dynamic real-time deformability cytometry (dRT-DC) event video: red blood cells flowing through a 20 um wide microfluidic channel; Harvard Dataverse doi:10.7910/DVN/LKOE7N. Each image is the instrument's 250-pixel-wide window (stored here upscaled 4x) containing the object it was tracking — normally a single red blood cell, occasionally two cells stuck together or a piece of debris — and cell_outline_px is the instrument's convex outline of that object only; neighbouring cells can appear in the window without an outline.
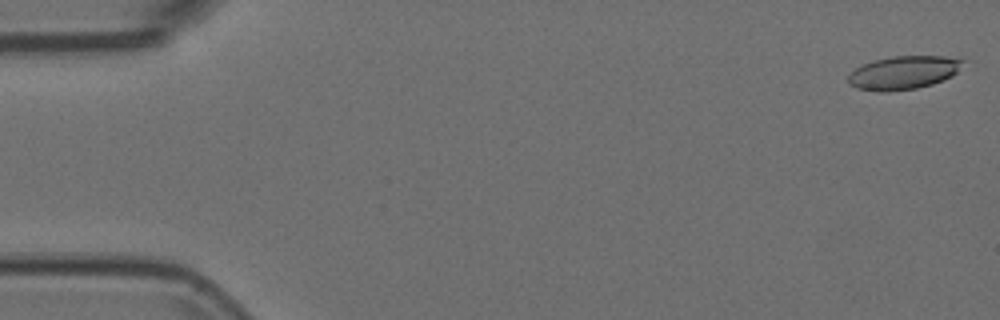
{"species": "Egyptian fruit bat (a non-hibernating species)", "species_latin": "Rousettus aegyptiacus", "temperature_condition": "room temperature", "stored_images_in_passage": 54, "camera_frame_rate_fps": 3000, "um_per_image_px": 0.085, "animal": {"sex": "female"}, "frame": {"image": 1, "passage_image": 1, "time_ms": 0.0, "image_size_px": [1000, 320], "cell_outline_px": [[964, 60], [956, 72], [952, 76], [944, 80], [932, 84], [916, 88], [888, 92], [880, 92], [856, 88], [848, 84], [848, 76], [856, 68], [872, 60], [892, 56], [944, 56]], "centroid_in_image_um": [76.76, 6.18], "position_along_channel_um": 8.2, "area_um2": 22.25}}
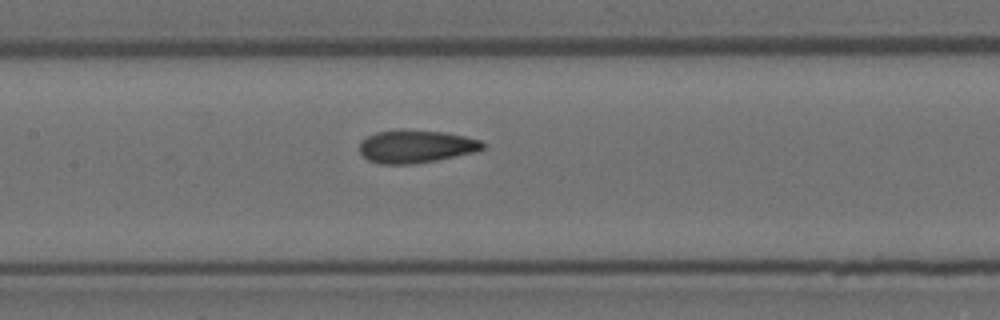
{"frame": {"image": 2, "passage_image": 25, "time_ms": 8.0, "image_size_px": [1000, 320], "cell_outline_px": [[484, 148], [476, 152], [436, 160], [412, 164], [380, 164], [368, 160], [360, 152], [360, 144], [368, 136], [376, 132], [400, 128], [444, 132], [464, 136], [480, 140], [484, 144]], "centroid_in_image_um": [35.35, 12.43], "position_along_channel_um": 172.0, "area_um2": 23.7}}
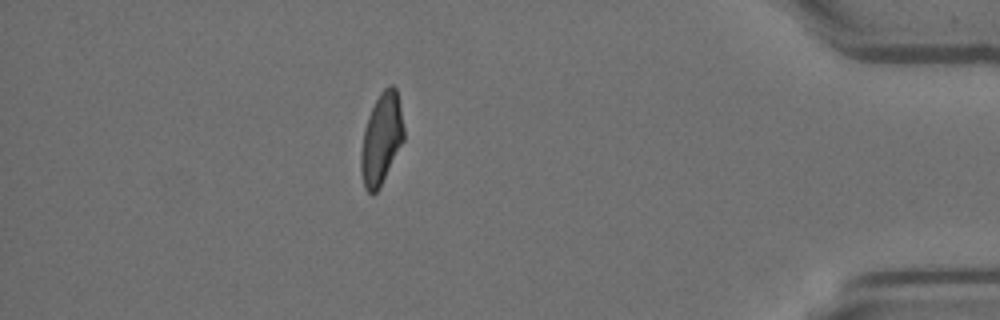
{"frame": {"image": 3, "passage_image": 47, "time_ms": 15.333, "image_size_px": [1000, 320], "cell_outline_px": [[404, 140], [380, 188], [372, 196], [364, 188], [360, 172], [360, 152], [364, 128], [368, 116], [380, 92], [388, 84], [392, 84], [396, 88], [404, 128]], "centroid_in_image_um": [32.4, 11.84], "position_along_channel_um": 402.8, "area_um2": 23.0}}